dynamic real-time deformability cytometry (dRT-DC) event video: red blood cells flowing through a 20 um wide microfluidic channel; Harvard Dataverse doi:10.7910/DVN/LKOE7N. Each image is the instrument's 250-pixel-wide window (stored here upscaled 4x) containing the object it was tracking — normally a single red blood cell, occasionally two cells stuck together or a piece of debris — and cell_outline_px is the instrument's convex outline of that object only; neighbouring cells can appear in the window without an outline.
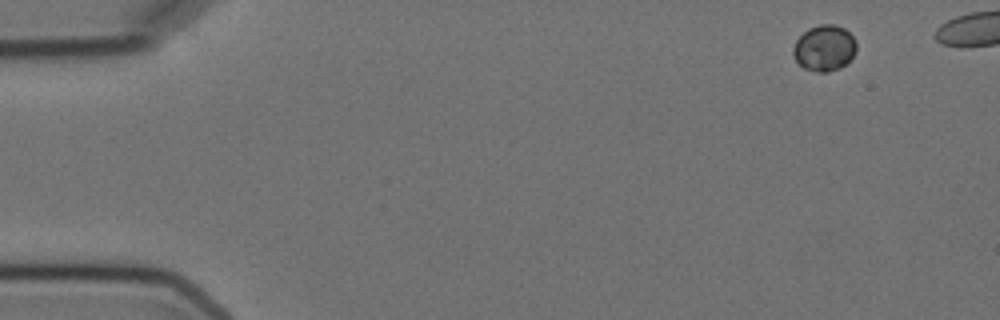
{"species": "Egyptian fruit bat (a non-hibernating species)", "species_latin": "Rousettus aegyptiacus", "temperature_condition": "cold", "stored_images_in_passage": 7, "camera_frame_rate_fps": 3000, "um_per_image_px": 0.085, "animal": {"sex": "female"}, "frame": {"image": 1, "passage_image": 1, "time_ms": 0.0, "image_size_px": [1000, 320], "cell_outline_px": [[856, 52], [840, 68], [828, 72], [816, 72], [804, 68], [792, 56], [792, 48], [796, 40], [808, 28], [820, 24], [832, 24], [844, 28], [856, 40]], "centroid_in_image_um": [70.05, 4.08], "position_along_channel_um": 15.0, "area_um2": 16.94}}
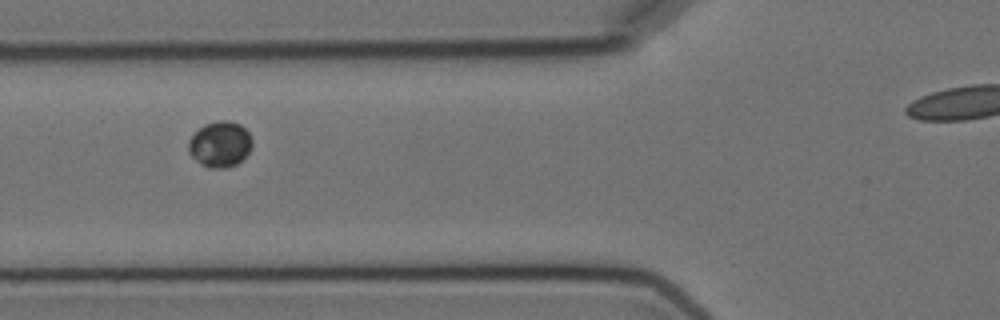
{"frame": {"image": 2, "passage_image": 6, "time_ms": 5.667, "image_size_px": [1000, 320], "cell_outline_px": [[252, 148], [236, 164], [224, 168], [208, 168], [200, 164], [188, 152], [188, 140], [204, 124], [220, 120], [228, 120], [240, 124], [248, 132], [252, 140]], "centroid_in_image_um": [18.69, 12.26], "position_along_channel_um": 107.1, "area_um2": 16.94}}